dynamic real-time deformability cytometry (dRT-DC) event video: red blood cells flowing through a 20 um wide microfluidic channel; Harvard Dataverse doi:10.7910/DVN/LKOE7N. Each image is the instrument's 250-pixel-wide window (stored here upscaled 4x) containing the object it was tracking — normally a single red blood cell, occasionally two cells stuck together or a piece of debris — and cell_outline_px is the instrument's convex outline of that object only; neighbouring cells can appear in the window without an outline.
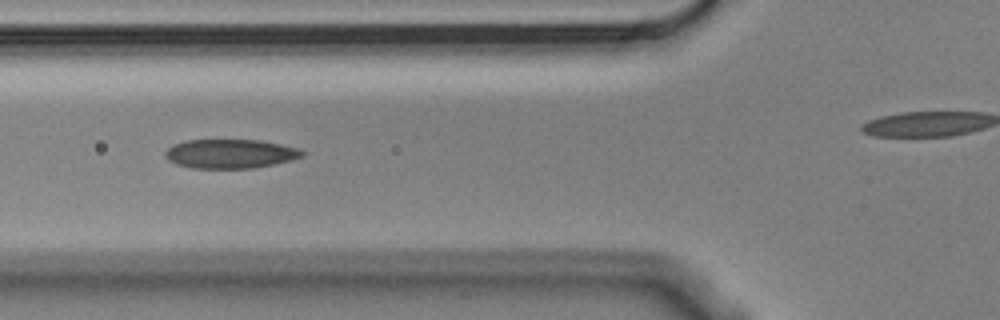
{"species": "Egyptian fruit bat (a non-hibernating species)", "species_latin": "Rousettus aegyptiacus", "temperature_condition": "cold", "stored_images_in_passage": 10, "camera_frame_rate_fps": 3000, "um_per_image_px": 0.085, "animal": {"sex": "male"}, "frame": {"image": 1, "passage_image": 5, "time_ms": 1.333, "image_size_px": [1000, 320], "cell_outline_px": [[304, 156], [292, 160], [252, 168], [192, 168], [176, 164], [168, 160], [164, 156], [164, 152], [172, 144], [188, 140], [260, 140], [280, 144], [296, 148], [304, 152]], "centroid_in_image_um": [19.53, 13.07], "position_along_channel_um": 106.3, "area_um2": 23.18}}
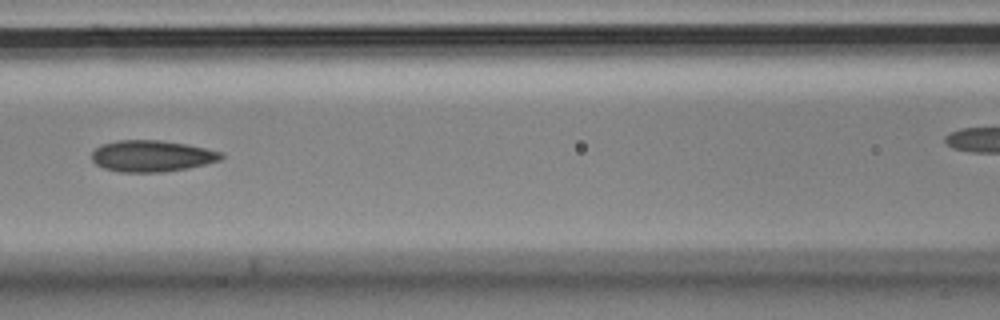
{"frame": {"image": 2, "passage_image": 6, "time_ms": 1.667, "image_size_px": [1000, 320], "cell_outline_px": [[224, 156], [220, 160], [188, 168], [164, 172], [120, 172], [104, 168], [96, 164], [92, 160], [92, 152], [100, 144], [120, 140], [160, 140], [188, 144], [224, 152]], "centroid_in_image_um": [12.92, 13.25], "position_along_channel_um": 153.7, "area_um2": 23.81}}
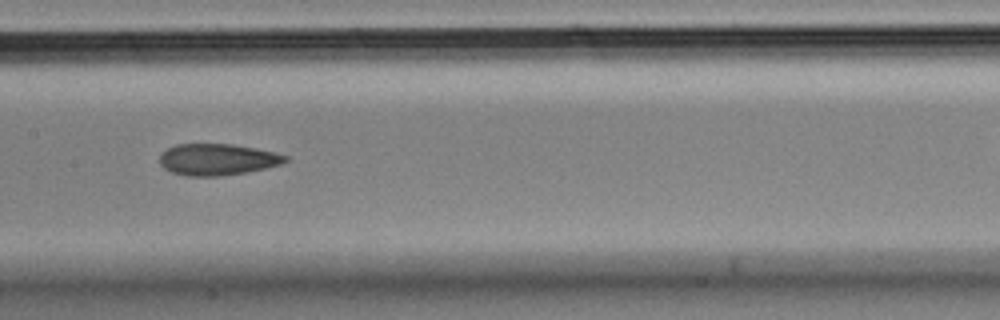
{"frame": {"image": 3, "passage_image": 7, "time_ms": 2.0, "image_size_px": [1000, 320], "cell_outline_px": [[288, 160], [280, 164], [264, 168], [244, 172], [220, 176], [188, 176], [172, 172], [164, 168], [160, 164], [160, 152], [176, 144], [232, 144], [256, 148], [276, 152], [288, 156]], "centroid_in_image_um": [18.46, 13.54], "position_along_channel_um": 188.9, "area_um2": 23.0}}